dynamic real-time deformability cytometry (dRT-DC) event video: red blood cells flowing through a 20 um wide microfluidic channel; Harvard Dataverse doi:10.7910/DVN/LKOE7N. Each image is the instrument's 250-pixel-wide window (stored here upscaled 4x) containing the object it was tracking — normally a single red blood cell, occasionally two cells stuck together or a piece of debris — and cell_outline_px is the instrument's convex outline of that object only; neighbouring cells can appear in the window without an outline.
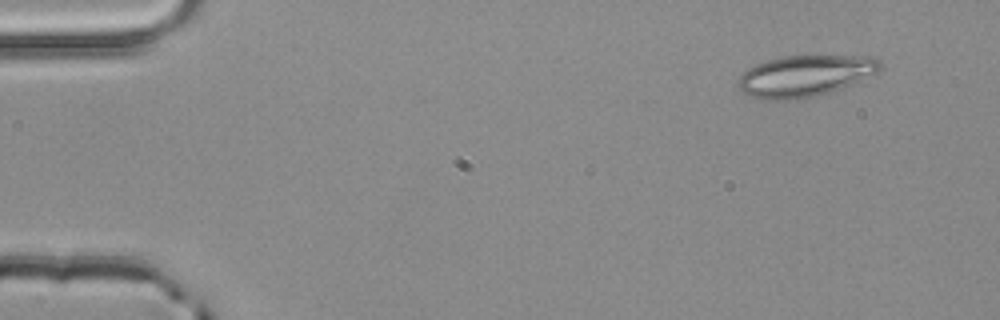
{"species": "common noctule bat (a hibernating species)", "species_latin": "Nyctalus noctula", "temperature_condition": "room temperature", "stored_images_in_passage": 2, "camera_frame_rate_fps": 3000, "um_per_image_px": 0.085, "animal": {"sex": "male", "body_mass_g": 20.4}, "frame": {"image": 1, "passage_image": 1, "time_ms": 0.0, "image_size_px": [1000, 320], "cell_outline_px": [[884, 64], [876, 72], [840, 88], [816, 96], [796, 100], [760, 100], [744, 92], [736, 84], [740, 76], [748, 68], [756, 64], [768, 60], [784, 56], [872, 56], [880, 60]], "centroid_in_image_um": [68.39, 6.45], "position_along_channel_um": 16.6, "area_um2": 33.93}}